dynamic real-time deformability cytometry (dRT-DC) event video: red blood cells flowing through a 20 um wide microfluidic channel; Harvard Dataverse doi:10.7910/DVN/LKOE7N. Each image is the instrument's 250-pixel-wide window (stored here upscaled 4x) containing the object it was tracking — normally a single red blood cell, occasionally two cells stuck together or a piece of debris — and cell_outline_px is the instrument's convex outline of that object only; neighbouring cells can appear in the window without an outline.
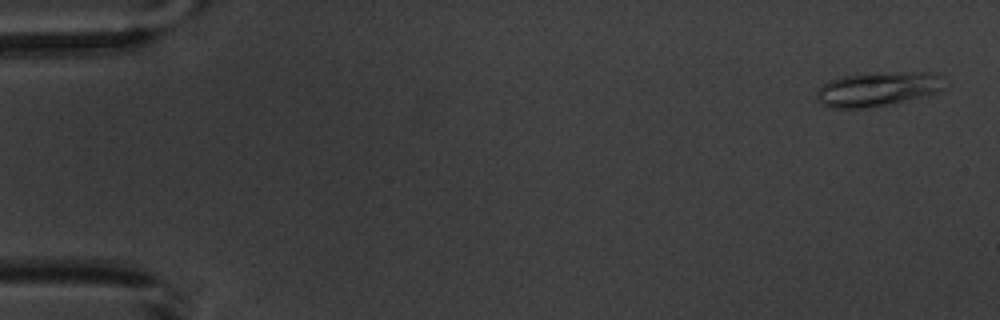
{"species": "common noctule bat (a hibernating species)", "species_latin": "Nyctalus noctula", "temperature_condition": "warm", "stored_images_in_passage": 5, "camera_frame_rate_fps": 3000, "um_per_image_px": 0.085, "animal": {"sex": "male", "body_mass_g": 20.1, "forearm_length_mm": 53.5}, "frame": {"image": 1, "passage_image": 1, "time_ms": 0.0, "image_size_px": [1000, 320], "cell_outline_px": [[940, 88], [936, 92], [868, 108], [828, 108], [820, 104], [816, 100], [816, 92], [828, 80], [844, 76], [900, 72], [928, 72], [940, 76]], "centroid_in_image_um": [74.45, 7.58], "position_along_channel_um": 10.6, "area_um2": 24.62}}
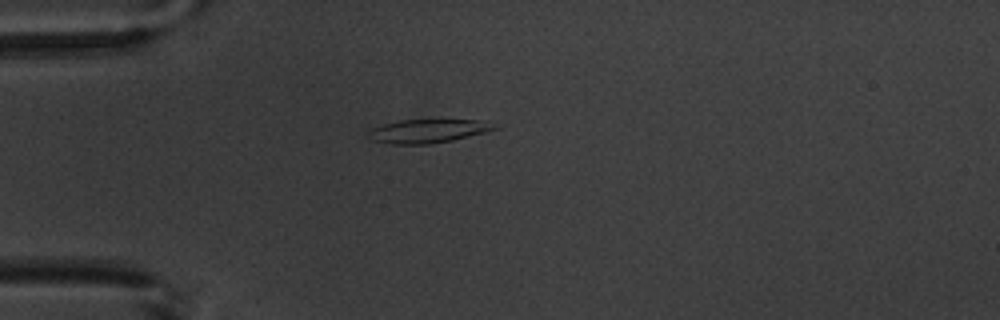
{"frame": {"image": 2, "passage_image": 5, "time_ms": 4.333, "image_size_px": [1000, 320], "cell_outline_px": [[500, 128], [452, 140], [432, 144], [392, 144], [372, 140], [364, 132], [372, 128], [384, 124], [400, 120], [476, 120]], "centroid_in_image_um": [36.25, 11.15], "position_along_channel_um": 48.7, "area_um2": 17.05}}